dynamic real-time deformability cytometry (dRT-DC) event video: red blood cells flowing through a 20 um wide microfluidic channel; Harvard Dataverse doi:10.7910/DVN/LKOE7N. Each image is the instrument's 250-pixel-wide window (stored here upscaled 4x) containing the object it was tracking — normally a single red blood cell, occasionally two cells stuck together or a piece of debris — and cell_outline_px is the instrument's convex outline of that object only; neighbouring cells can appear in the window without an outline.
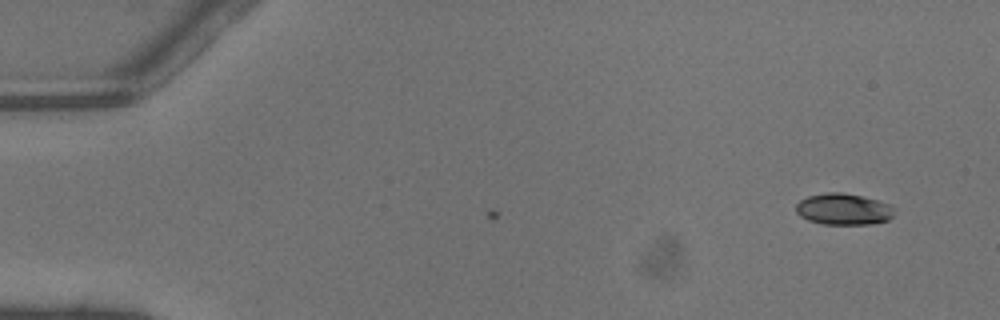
{"species": "common noctule bat (a hibernating species)", "species_latin": "Nyctalus noctula", "temperature_condition": "warm", "stored_images_in_passage": 4, "camera_frame_rate_fps": 3000, "um_per_image_px": 0.085, "animal": {"sex": "male", "body_mass_g": 13.3}, "frame": {"image": 1, "passage_image": 1, "time_ms": 0.0, "image_size_px": [1000, 320], "cell_outline_px": [[896, 208], [892, 216], [888, 220], [872, 224], [824, 224], [808, 220], [800, 216], [796, 212], [796, 204], [800, 200], [808, 196], [824, 192], [844, 192], [864, 196], [888, 204]], "centroid_in_image_um": [71.7, 17.77], "position_along_channel_um": 13.3, "area_um2": 18.15}}